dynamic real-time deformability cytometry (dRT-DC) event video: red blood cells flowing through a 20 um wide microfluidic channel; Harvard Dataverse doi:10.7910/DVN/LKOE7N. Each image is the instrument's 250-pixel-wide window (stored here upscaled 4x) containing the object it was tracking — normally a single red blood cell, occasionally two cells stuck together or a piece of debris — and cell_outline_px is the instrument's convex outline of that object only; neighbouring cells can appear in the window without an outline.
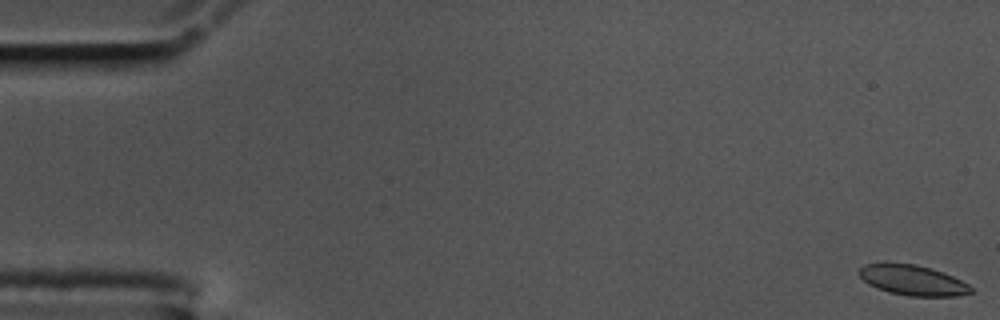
{"species": "common noctule bat (a hibernating species)", "species_latin": "Nyctalus noctula", "temperature_condition": "cold", "stored_images_in_passage": 58, "camera_frame_rate_fps": 3000, "um_per_image_px": 0.085, "animal": {"sex": "male", "body_mass_g": 17.5, "forearm_length_mm": 52.3}, "frame": {"image": 1, "passage_image": 1, "time_ms": 0.0, "image_size_px": [1000, 320], "cell_outline_px": [[972, 292], [956, 296], [908, 296], [888, 292], [876, 288], [868, 284], [856, 272], [864, 264], [884, 260], [916, 264], [932, 268], [952, 276], [968, 284], [972, 288]], "centroid_in_image_um": [77.49, 23.77], "position_along_channel_um": 7.5, "area_um2": 20.29}}
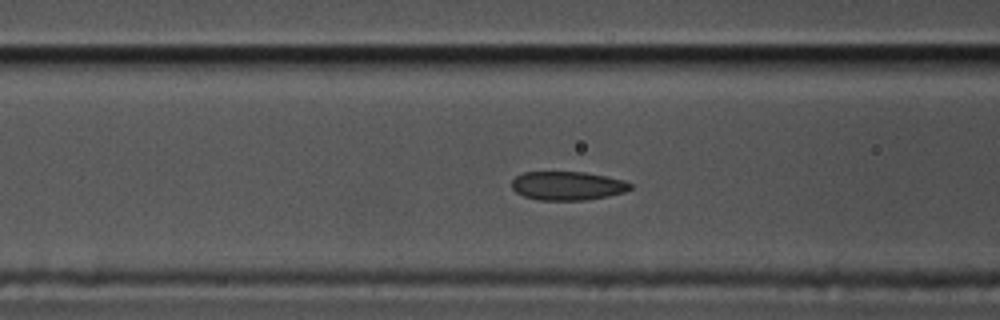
{"frame": {"image": 2, "passage_image": 23, "time_ms": 7.333, "image_size_px": [1000, 320], "cell_outline_px": [[632, 188], [624, 192], [608, 196], [584, 200], [540, 200], [524, 196], [516, 192], [512, 188], [512, 180], [516, 176], [524, 172], [584, 172], [608, 176], [624, 180], [632, 184]], "centroid_in_image_um": [48.25, 15.78], "position_along_channel_um": 118.3, "area_um2": 19.88}}
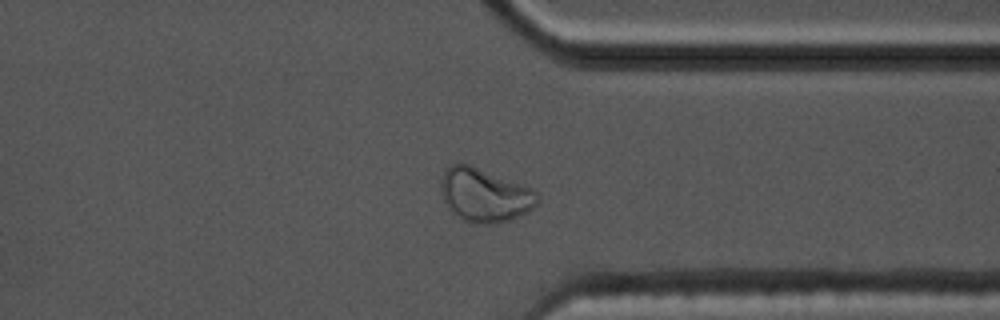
{"frame": {"image": 3, "passage_image": 45, "time_ms": 14.667, "image_size_px": [1000, 320], "cell_outline_px": [[540, 196], [536, 204], [532, 208], [508, 220], [488, 224], [476, 224], [464, 220], [452, 212], [448, 208], [444, 200], [440, 188], [440, 180], [448, 164], [468, 164], [532, 188]], "centroid_in_image_um": [41.16, 16.57], "position_along_channel_um": 370.2, "area_um2": 29.77}, "authors_computed_cell_mechanics": {"area_um2": 20.6924, "velocity_mm_per_s": 3.4531, "shape_relaxation_time_tau1_ms": null, "shape_relaxation_time_tau2_ms": 1.3247, "deformation_change_tau1": null, "deformation_change_tau2": 0.0602}}